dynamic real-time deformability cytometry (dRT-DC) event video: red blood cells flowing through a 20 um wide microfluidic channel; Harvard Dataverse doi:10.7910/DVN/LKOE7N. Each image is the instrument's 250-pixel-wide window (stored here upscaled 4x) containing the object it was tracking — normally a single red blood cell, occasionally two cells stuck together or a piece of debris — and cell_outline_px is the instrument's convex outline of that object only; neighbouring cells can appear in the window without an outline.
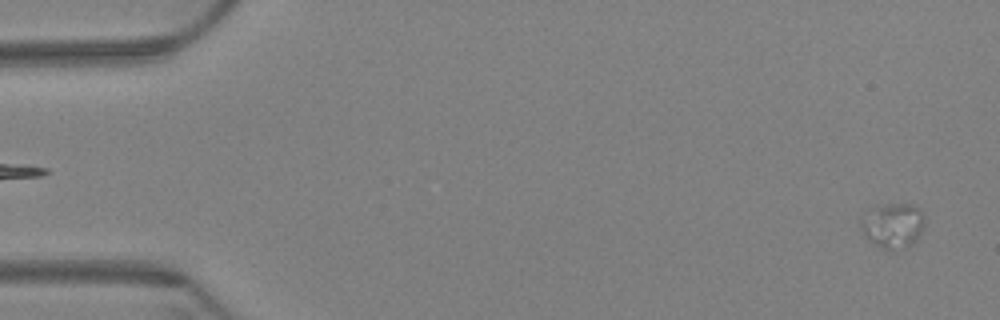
{"species": "Egyptian fruit bat (a non-hibernating species)", "species_latin": "Rousettus aegyptiacus", "temperature_condition": "warm", "stored_images_in_passage": 6, "camera_frame_rate_fps": 3000, "um_per_image_px": 0.085, "animal": {"sex": "female"}, "frame": {"image": 1, "passage_image": 1, "time_ms": 0.0, "image_size_px": [1000, 320], "cell_outline_px": [[924, 224], [920, 232], [908, 244], [892, 252], [868, 240], [864, 236], [860, 228], [876, 208], [884, 204], [908, 204], [916, 208], [924, 216]], "centroid_in_image_um": [75.92, 19.19], "position_along_channel_um": 9.1, "area_um2": 15.49}}
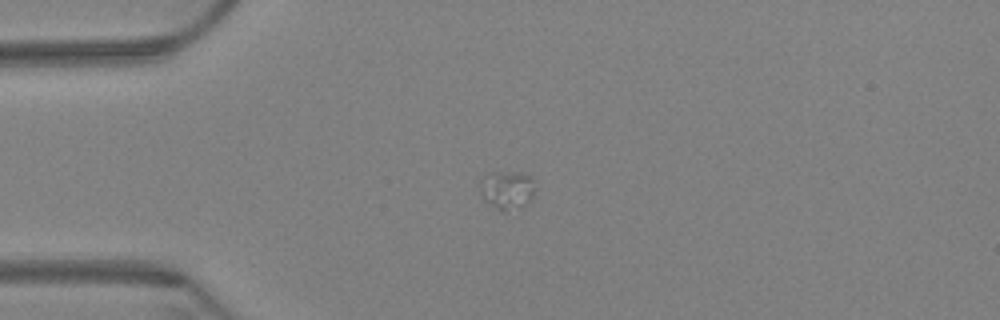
{"frame": {"image": 2, "passage_image": 5, "time_ms": 1.333, "image_size_px": [1000, 320], "cell_outline_px": [[536, 188], [532, 196], [520, 208], [504, 212], [500, 212], [488, 204], [484, 200], [480, 192], [480, 180], [488, 172], [524, 172], [532, 176]], "centroid_in_image_um": [43.09, 16.13], "position_along_channel_um": 41.9, "area_um2": 12.77}}